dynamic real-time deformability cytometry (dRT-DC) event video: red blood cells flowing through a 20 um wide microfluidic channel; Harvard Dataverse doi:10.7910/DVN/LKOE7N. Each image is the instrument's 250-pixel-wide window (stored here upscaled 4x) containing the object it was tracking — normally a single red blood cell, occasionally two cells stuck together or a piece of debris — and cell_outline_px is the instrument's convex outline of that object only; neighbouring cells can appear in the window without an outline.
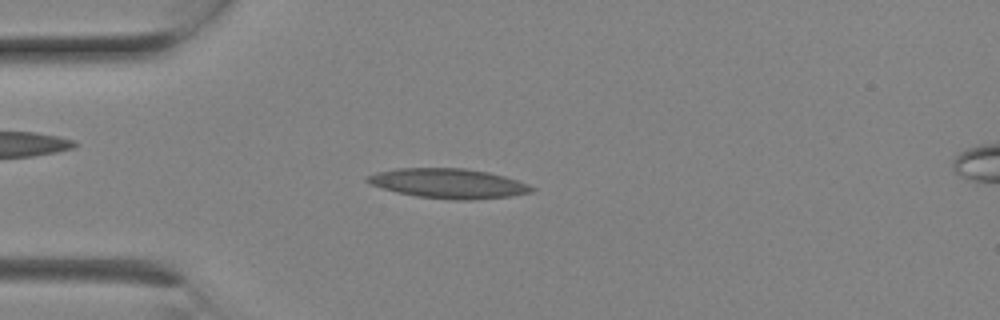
{"species": "Egyptian fruit bat (a non-hibernating species)", "species_latin": "Rousettus aegyptiacus", "temperature_condition": "room temperature", "stored_images_in_passage": 7, "camera_frame_rate_fps": 3000, "um_per_image_px": 0.085, "animal": {"sex": "female"}, "frame": {"image": 1, "passage_image": 5, "time_ms": 1.333, "image_size_px": [1000, 320], "cell_outline_px": [[536, 188], [532, 192], [512, 196], [472, 200], [456, 200], [416, 196], [396, 192], [372, 184], [364, 180], [364, 176], [376, 172], [396, 168], [464, 168], [488, 172], [504, 176], [528, 184]], "centroid_in_image_um": [38.11, 15.59], "position_along_channel_um": 46.9, "area_um2": 28.5}}
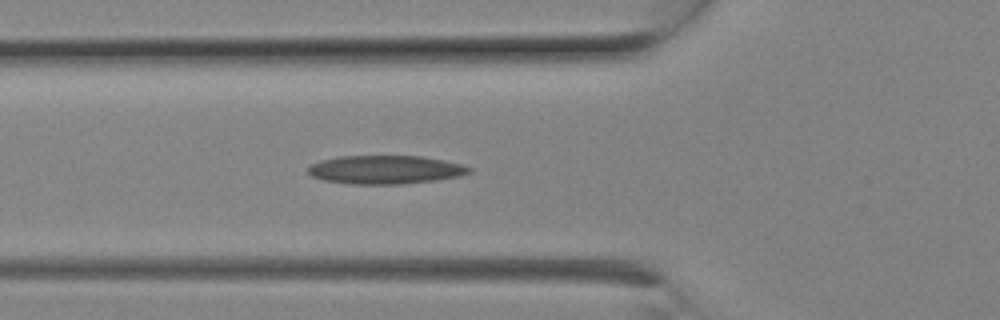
{"frame": {"image": 2, "passage_image": 7, "time_ms": 2.0, "image_size_px": [1000, 320], "cell_outline_px": [[472, 172], [460, 176], [436, 180], [404, 184], [352, 184], [324, 180], [312, 176], [308, 172], [308, 168], [312, 164], [320, 160], [340, 156], [420, 156], [444, 160], [464, 164], [472, 168]], "centroid_in_image_um": [32.8, 14.42], "position_along_channel_um": 93.0, "area_um2": 26.88}}